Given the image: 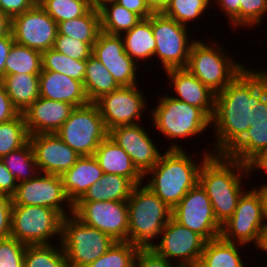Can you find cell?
Here are the masks:
<instances>
[{
    "label": "cell",
    "instance_id": "obj_10",
    "mask_svg": "<svg viewBox=\"0 0 267 267\" xmlns=\"http://www.w3.org/2000/svg\"><path fill=\"white\" fill-rule=\"evenodd\" d=\"M55 133L80 156H93L99 144L109 135L99 107L94 102L75 107Z\"/></svg>",
    "mask_w": 267,
    "mask_h": 267
},
{
    "label": "cell",
    "instance_id": "obj_7",
    "mask_svg": "<svg viewBox=\"0 0 267 267\" xmlns=\"http://www.w3.org/2000/svg\"><path fill=\"white\" fill-rule=\"evenodd\" d=\"M115 242L111 236L84 224L73 214L63 217L60 243L66 254L67 267H86Z\"/></svg>",
    "mask_w": 267,
    "mask_h": 267
},
{
    "label": "cell",
    "instance_id": "obj_48",
    "mask_svg": "<svg viewBox=\"0 0 267 267\" xmlns=\"http://www.w3.org/2000/svg\"><path fill=\"white\" fill-rule=\"evenodd\" d=\"M34 5L32 0H0V10L10 18L30 10Z\"/></svg>",
    "mask_w": 267,
    "mask_h": 267
},
{
    "label": "cell",
    "instance_id": "obj_60",
    "mask_svg": "<svg viewBox=\"0 0 267 267\" xmlns=\"http://www.w3.org/2000/svg\"><path fill=\"white\" fill-rule=\"evenodd\" d=\"M246 264H248L247 262L244 263V261L238 266V267H247Z\"/></svg>",
    "mask_w": 267,
    "mask_h": 267
},
{
    "label": "cell",
    "instance_id": "obj_29",
    "mask_svg": "<svg viewBox=\"0 0 267 267\" xmlns=\"http://www.w3.org/2000/svg\"><path fill=\"white\" fill-rule=\"evenodd\" d=\"M244 246L221 237L206 241L197 267H238L244 261L241 254Z\"/></svg>",
    "mask_w": 267,
    "mask_h": 267
},
{
    "label": "cell",
    "instance_id": "obj_53",
    "mask_svg": "<svg viewBox=\"0 0 267 267\" xmlns=\"http://www.w3.org/2000/svg\"><path fill=\"white\" fill-rule=\"evenodd\" d=\"M260 122H267V94L251 107V124Z\"/></svg>",
    "mask_w": 267,
    "mask_h": 267
},
{
    "label": "cell",
    "instance_id": "obj_26",
    "mask_svg": "<svg viewBox=\"0 0 267 267\" xmlns=\"http://www.w3.org/2000/svg\"><path fill=\"white\" fill-rule=\"evenodd\" d=\"M125 52L140 66V62L154 60L156 40L151 26V16L141 19L131 30L123 33Z\"/></svg>",
    "mask_w": 267,
    "mask_h": 267
},
{
    "label": "cell",
    "instance_id": "obj_1",
    "mask_svg": "<svg viewBox=\"0 0 267 267\" xmlns=\"http://www.w3.org/2000/svg\"><path fill=\"white\" fill-rule=\"evenodd\" d=\"M249 68L215 94L211 118L215 141L211 154L226 155L243 138L251 127V107L267 94V70Z\"/></svg>",
    "mask_w": 267,
    "mask_h": 267
},
{
    "label": "cell",
    "instance_id": "obj_41",
    "mask_svg": "<svg viewBox=\"0 0 267 267\" xmlns=\"http://www.w3.org/2000/svg\"><path fill=\"white\" fill-rule=\"evenodd\" d=\"M139 248L128 241H116L103 255L86 267H133Z\"/></svg>",
    "mask_w": 267,
    "mask_h": 267
},
{
    "label": "cell",
    "instance_id": "obj_5",
    "mask_svg": "<svg viewBox=\"0 0 267 267\" xmlns=\"http://www.w3.org/2000/svg\"><path fill=\"white\" fill-rule=\"evenodd\" d=\"M127 206L128 242L139 249H151L171 218L172 209L144 184L133 188Z\"/></svg>",
    "mask_w": 267,
    "mask_h": 267
},
{
    "label": "cell",
    "instance_id": "obj_37",
    "mask_svg": "<svg viewBox=\"0 0 267 267\" xmlns=\"http://www.w3.org/2000/svg\"><path fill=\"white\" fill-rule=\"evenodd\" d=\"M87 60H75L53 48L42 52V70L55 71L84 82Z\"/></svg>",
    "mask_w": 267,
    "mask_h": 267
},
{
    "label": "cell",
    "instance_id": "obj_22",
    "mask_svg": "<svg viewBox=\"0 0 267 267\" xmlns=\"http://www.w3.org/2000/svg\"><path fill=\"white\" fill-rule=\"evenodd\" d=\"M172 86L174 99L200 108L210 119L214 113L215 93L202 84L186 68L170 69L165 71ZM171 85V86H170Z\"/></svg>",
    "mask_w": 267,
    "mask_h": 267
},
{
    "label": "cell",
    "instance_id": "obj_46",
    "mask_svg": "<svg viewBox=\"0 0 267 267\" xmlns=\"http://www.w3.org/2000/svg\"><path fill=\"white\" fill-rule=\"evenodd\" d=\"M240 1L241 0H212V6L220 8L224 16L228 19L230 27L233 29L240 28Z\"/></svg>",
    "mask_w": 267,
    "mask_h": 267
},
{
    "label": "cell",
    "instance_id": "obj_52",
    "mask_svg": "<svg viewBox=\"0 0 267 267\" xmlns=\"http://www.w3.org/2000/svg\"><path fill=\"white\" fill-rule=\"evenodd\" d=\"M14 43L12 34L0 37V80L5 76V62Z\"/></svg>",
    "mask_w": 267,
    "mask_h": 267
},
{
    "label": "cell",
    "instance_id": "obj_39",
    "mask_svg": "<svg viewBox=\"0 0 267 267\" xmlns=\"http://www.w3.org/2000/svg\"><path fill=\"white\" fill-rule=\"evenodd\" d=\"M211 5L212 0H170L163 14L189 27L188 24L203 17L205 11L210 10Z\"/></svg>",
    "mask_w": 267,
    "mask_h": 267
},
{
    "label": "cell",
    "instance_id": "obj_58",
    "mask_svg": "<svg viewBox=\"0 0 267 267\" xmlns=\"http://www.w3.org/2000/svg\"><path fill=\"white\" fill-rule=\"evenodd\" d=\"M258 249L261 251V254L266 252L265 255H267V229L262 234V240Z\"/></svg>",
    "mask_w": 267,
    "mask_h": 267
},
{
    "label": "cell",
    "instance_id": "obj_9",
    "mask_svg": "<svg viewBox=\"0 0 267 267\" xmlns=\"http://www.w3.org/2000/svg\"><path fill=\"white\" fill-rule=\"evenodd\" d=\"M63 216L49 207L13 205L11 237L26 245H50L61 241Z\"/></svg>",
    "mask_w": 267,
    "mask_h": 267
},
{
    "label": "cell",
    "instance_id": "obj_4",
    "mask_svg": "<svg viewBox=\"0 0 267 267\" xmlns=\"http://www.w3.org/2000/svg\"><path fill=\"white\" fill-rule=\"evenodd\" d=\"M165 94L159 96L157 106L148 110L151 111V128H157L154 130L161 132L160 135L165 139H170V146L166 149H186L178 142V138L186 142L185 139L189 140L196 135L203 136L212 126L211 119L200 108Z\"/></svg>",
    "mask_w": 267,
    "mask_h": 267
},
{
    "label": "cell",
    "instance_id": "obj_40",
    "mask_svg": "<svg viewBox=\"0 0 267 267\" xmlns=\"http://www.w3.org/2000/svg\"><path fill=\"white\" fill-rule=\"evenodd\" d=\"M56 22L71 20L85 15L95 2H82L74 0H42L39 4Z\"/></svg>",
    "mask_w": 267,
    "mask_h": 267
},
{
    "label": "cell",
    "instance_id": "obj_36",
    "mask_svg": "<svg viewBox=\"0 0 267 267\" xmlns=\"http://www.w3.org/2000/svg\"><path fill=\"white\" fill-rule=\"evenodd\" d=\"M56 244L27 245L23 267H67L62 245L59 241Z\"/></svg>",
    "mask_w": 267,
    "mask_h": 267
},
{
    "label": "cell",
    "instance_id": "obj_19",
    "mask_svg": "<svg viewBox=\"0 0 267 267\" xmlns=\"http://www.w3.org/2000/svg\"><path fill=\"white\" fill-rule=\"evenodd\" d=\"M141 124L114 127L108 136L125 150L137 169L145 175L159 161L163 152L145 130V124Z\"/></svg>",
    "mask_w": 267,
    "mask_h": 267
},
{
    "label": "cell",
    "instance_id": "obj_17",
    "mask_svg": "<svg viewBox=\"0 0 267 267\" xmlns=\"http://www.w3.org/2000/svg\"><path fill=\"white\" fill-rule=\"evenodd\" d=\"M57 33V23L38 4L11 18L14 42L41 53L53 48Z\"/></svg>",
    "mask_w": 267,
    "mask_h": 267
},
{
    "label": "cell",
    "instance_id": "obj_45",
    "mask_svg": "<svg viewBox=\"0 0 267 267\" xmlns=\"http://www.w3.org/2000/svg\"><path fill=\"white\" fill-rule=\"evenodd\" d=\"M133 267H179L159 256L153 249H139L137 252Z\"/></svg>",
    "mask_w": 267,
    "mask_h": 267
},
{
    "label": "cell",
    "instance_id": "obj_2",
    "mask_svg": "<svg viewBox=\"0 0 267 267\" xmlns=\"http://www.w3.org/2000/svg\"><path fill=\"white\" fill-rule=\"evenodd\" d=\"M251 176L248 164L226 155L211 154L201 165L199 183L206 190L221 225L234 214L239 198L247 190L243 189L244 180L247 182Z\"/></svg>",
    "mask_w": 267,
    "mask_h": 267
},
{
    "label": "cell",
    "instance_id": "obj_57",
    "mask_svg": "<svg viewBox=\"0 0 267 267\" xmlns=\"http://www.w3.org/2000/svg\"><path fill=\"white\" fill-rule=\"evenodd\" d=\"M262 201H263V213H264V228L267 229V180L262 182Z\"/></svg>",
    "mask_w": 267,
    "mask_h": 267
},
{
    "label": "cell",
    "instance_id": "obj_13",
    "mask_svg": "<svg viewBox=\"0 0 267 267\" xmlns=\"http://www.w3.org/2000/svg\"><path fill=\"white\" fill-rule=\"evenodd\" d=\"M205 244L202 236L171 217L151 249L179 267H197Z\"/></svg>",
    "mask_w": 267,
    "mask_h": 267
},
{
    "label": "cell",
    "instance_id": "obj_50",
    "mask_svg": "<svg viewBox=\"0 0 267 267\" xmlns=\"http://www.w3.org/2000/svg\"><path fill=\"white\" fill-rule=\"evenodd\" d=\"M19 114V110L13 105L3 85L0 83V123L12 120Z\"/></svg>",
    "mask_w": 267,
    "mask_h": 267
},
{
    "label": "cell",
    "instance_id": "obj_14",
    "mask_svg": "<svg viewBox=\"0 0 267 267\" xmlns=\"http://www.w3.org/2000/svg\"><path fill=\"white\" fill-rule=\"evenodd\" d=\"M139 88V84L121 86L95 102L108 131L118 126L140 124L144 112L148 114V101Z\"/></svg>",
    "mask_w": 267,
    "mask_h": 267
},
{
    "label": "cell",
    "instance_id": "obj_6",
    "mask_svg": "<svg viewBox=\"0 0 267 267\" xmlns=\"http://www.w3.org/2000/svg\"><path fill=\"white\" fill-rule=\"evenodd\" d=\"M208 43L195 40L186 69L213 93L222 91L246 66L231 57L215 39ZM219 45V46H218ZM235 59V60H234Z\"/></svg>",
    "mask_w": 267,
    "mask_h": 267
},
{
    "label": "cell",
    "instance_id": "obj_33",
    "mask_svg": "<svg viewBox=\"0 0 267 267\" xmlns=\"http://www.w3.org/2000/svg\"><path fill=\"white\" fill-rule=\"evenodd\" d=\"M101 31L111 35H122L131 30L142 18L116 2H109L99 9Z\"/></svg>",
    "mask_w": 267,
    "mask_h": 267
},
{
    "label": "cell",
    "instance_id": "obj_8",
    "mask_svg": "<svg viewBox=\"0 0 267 267\" xmlns=\"http://www.w3.org/2000/svg\"><path fill=\"white\" fill-rule=\"evenodd\" d=\"M258 185L249 187L242 194L234 214L222 224L220 234L223 240L245 245V248L253 244L256 252L265 230L262 183Z\"/></svg>",
    "mask_w": 267,
    "mask_h": 267
},
{
    "label": "cell",
    "instance_id": "obj_3",
    "mask_svg": "<svg viewBox=\"0 0 267 267\" xmlns=\"http://www.w3.org/2000/svg\"><path fill=\"white\" fill-rule=\"evenodd\" d=\"M163 152L159 161L144 175V180L148 179L143 184L173 209L199 182L200 167L211 152L207 148L203 150L199 161L186 149H165Z\"/></svg>",
    "mask_w": 267,
    "mask_h": 267
},
{
    "label": "cell",
    "instance_id": "obj_51",
    "mask_svg": "<svg viewBox=\"0 0 267 267\" xmlns=\"http://www.w3.org/2000/svg\"><path fill=\"white\" fill-rule=\"evenodd\" d=\"M115 2L139 15L142 19L149 18L153 14L147 7L145 0H116Z\"/></svg>",
    "mask_w": 267,
    "mask_h": 267
},
{
    "label": "cell",
    "instance_id": "obj_20",
    "mask_svg": "<svg viewBox=\"0 0 267 267\" xmlns=\"http://www.w3.org/2000/svg\"><path fill=\"white\" fill-rule=\"evenodd\" d=\"M40 173L62 175L80 157L56 133L29 136Z\"/></svg>",
    "mask_w": 267,
    "mask_h": 267
},
{
    "label": "cell",
    "instance_id": "obj_49",
    "mask_svg": "<svg viewBox=\"0 0 267 267\" xmlns=\"http://www.w3.org/2000/svg\"><path fill=\"white\" fill-rule=\"evenodd\" d=\"M18 182L15 176L6 168L0 159V194L12 197L17 189Z\"/></svg>",
    "mask_w": 267,
    "mask_h": 267
},
{
    "label": "cell",
    "instance_id": "obj_24",
    "mask_svg": "<svg viewBox=\"0 0 267 267\" xmlns=\"http://www.w3.org/2000/svg\"><path fill=\"white\" fill-rule=\"evenodd\" d=\"M93 156L104 173L123 176L135 185L144 183V175L134 165L130 156L109 136L99 144Z\"/></svg>",
    "mask_w": 267,
    "mask_h": 267
},
{
    "label": "cell",
    "instance_id": "obj_43",
    "mask_svg": "<svg viewBox=\"0 0 267 267\" xmlns=\"http://www.w3.org/2000/svg\"><path fill=\"white\" fill-rule=\"evenodd\" d=\"M26 246L13 237L0 240V267H23Z\"/></svg>",
    "mask_w": 267,
    "mask_h": 267
},
{
    "label": "cell",
    "instance_id": "obj_42",
    "mask_svg": "<svg viewBox=\"0 0 267 267\" xmlns=\"http://www.w3.org/2000/svg\"><path fill=\"white\" fill-rule=\"evenodd\" d=\"M267 0L240 1V28L246 30L259 26L267 16ZM265 15V16H264Z\"/></svg>",
    "mask_w": 267,
    "mask_h": 267
},
{
    "label": "cell",
    "instance_id": "obj_21",
    "mask_svg": "<svg viewBox=\"0 0 267 267\" xmlns=\"http://www.w3.org/2000/svg\"><path fill=\"white\" fill-rule=\"evenodd\" d=\"M74 108L67 102L39 97L22 113L29 136L55 133L68 119Z\"/></svg>",
    "mask_w": 267,
    "mask_h": 267
},
{
    "label": "cell",
    "instance_id": "obj_12",
    "mask_svg": "<svg viewBox=\"0 0 267 267\" xmlns=\"http://www.w3.org/2000/svg\"><path fill=\"white\" fill-rule=\"evenodd\" d=\"M171 217L206 241L220 237L222 225L217 221L206 190L199 182L171 210Z\"/></svg>",
    "mask_w": 267,
    "mask_h": 267
},
{
    "label": "cell",
    "instance_id": "obj_27",
    "mask_svg": "<svg viewBox=\"0 0 267 267\" xmlns=\"http://www.w3.org/2000/svg\"><path fill=\"white\" fill-rule=\"evenodd\" d=\"M135 186L128 178L104 173L78 201H127Z\"/></svg>",
    "mask_w": 267,
    "mask_h": 267
},
{
    "label": "cell",
    "instance_id": "obj_16",
    "mask_svg": "<svg viewBox=\"0 0 267 267\" xmlns=\"http://www.w3.org/2000/svg\"><path fill=\"white\" fill-rule=\"evenodd\" d=\"M73 215L115 241H128L127 201H77L73 204Z\"/></svg>",
    "mask_w": 267,
    "mask_h": 267
},
{
    "label": "cell",
    "instance_id": "obj_15",
    "mask_svg": "<svg viewBox=\"0 0 267 267\" xmlns=\"http://www.w3.org/2000/svg\"><path fill=\"white\" fill-rule=\"evenodd\" d=\"M12 202L13 205L49 207L63 217L73 214V204L65 193L61 175L57 174L39 173L31 180L18 183Z\"/></svg>",
    "mask_w": 267,
    "mask_h": 267
},
{
    "label": "cell",
    "instance_id": "obj_18",
    "mask_svg": "<svg viewBox=\"0 0 267 267\" xmlns=\"http://www.w3.org/2000/svg\"><path fill=\"white\" fill-rule=\"evenodd\" d=\"M92 56L105 66L120 87L138 85L139 66L125 52L121 35L101 31L92 46Z\"/></svg>",
    "mask_w": 267,
    "mask_h": 267
},
{
    "label": "cell",
    "instance_id": "obj_59",
    "mask_svg": "<svg viewBox=\"0 0 267 267\" xmlns=\"http://www.w3.org/2000/svg\"><path fill=\"white\" fill-rule=\"evenodd\" d=\"M116 0H94L95 2V8L99 9L102 5L109 3V2H115Z\"/></svg>",
    "mask_w": 267,
    "mask_h": 267
},
{
    "label": "cell",
    "instance_id": "obj_28",
    "mask_svg": "<svg viewBox=\"0 0 267 267\" xmlns=\"http://www.w3.org/2000/svg\"><path fill=\"white\" fill-rule=\"evenodd\" d=\"M0 83L20 113H23V111L40 97L39 75H7L0 80Z\"/></svg>",
    "mask_w": 267,
    "mask_h": 267
},
{
    "label": "cell",
    "instance_id": "obj_23",
    "mask_svg": "<svg viewBox=\"0 0 267 267\" xmlns=\"http://www.w3.org/2000/svg\"><path fill=\"white\" fill-rule=\"evenodd\" d=\"M39 93L40 97L67 102L74 107L89 103L82 82L55 71H41Z\"/></svg>",
    "mask_w": 267,
    "mask_h": 267
},
{
    "label": "cell",
    "instance_id": "obj_30",
    "mask_svg": "<svg viewBox=\"0 0 267 267\" xmlns=\"http://www.w3.org/2000/svg\"><path fill=\"white\" fill-rule=\"evenodd\" d=\"M57 28L58 34L88 43L92 47L101 32L99 10L93 7L81 17L57 23Z\"/></svg>",
    "mask_w": 267,
    "mask_h": 267
},
{
    "label": "cell",
    "instance_id": "obj_38",
    "mask_svg": "<svg viewBox=\"0 0 267 267\" xmlns=\"http://www.w3.org/2000/svg\"><path fill=\"white\" fill-rule=\"evenodd\" d=\"M28 141L29 134L22 113L12 120L0 123V159L20 149Z\"/></svg>",
    "mask_w": 267,
    "mask_h": 267
},
{
    "label": "cell",
    "instance_id": "obj_61",
    "mask_svg": "<svg viewBox=\"0 0 267 267\" xmlns=\"http://www.w3.org/2000/svg\"><path fill=\"white\" fill-rule=\"evenodd\" d=\"M74 1H82V2H94V0H74Z\"/></svg>",
    "mask_w": 267,
    "mask_h": 267
},
{
    "label": "cell",
    "instance_id": "obj_35",
    "mask_svg": "<svg viewBox=\"0 0 267 267\" xmlns=\"http://www.w3.org/2000/svg\"><path fill=\"white\" fill-rule=\"evenodd\" d=\"M2 160L6 168L15 176L18 183L31 180L40 173L32 145L29 141L20 149L4 156Z\"/></svg>",
    "mask_w": 267,
    "mask_h": 267
},
{
    "label": "cell",
    "instance_id": "obj_56",
    "mask_svg": "<svg viewBox=\"0 0 267 267\" xmlns=\"http://www.w3.org/2000/svg\"><path fill=\"white\" fill-rule=\"evenodd\" d=\"M11 33V18L0 10V37Z\"/></svg>",
    "mask_w": 267,
    "mask_h": 267
},
{
    "label": "cell",
    "instance_id": "obj_11",
    "mask_svg": "<svg viewBox=\"0 0 267 267\" xmlns=\"http://www.w3.org/2000/svg\"><path fill=\"white\" fill-rule=\"evenodd\" d=\"M151 26L156 40V57L164 71L185 68L192 44L197 39H190V28L181 25L163 13L151 15ZM189 37V38H188ZM191 40V41H189Z\"/></svg>",
    "mask_w": 267,
    "mask_h": 267
},
{
    "label": "cell",
    "instance_id": "obj_34",
    "mask_svg": "<svg viewBox=\"0 0 267 267\" xmlns=\"http://www.w3.org/2000/svg\"><path fill=\"white\" fill-rule=\"evenodd\" d=\"M42 71V53L14 42L5 62V76L13 74L39 75Z\"/></svg>",
    "mask_w": 267,
    "mask_h": 267
},
{
    "label": "cell",
    "instance_id": "obj_31",
    "mask_svg": "<svg viewBox=\"0 0 267 267\" xmlns=\"http://www.w3.org/2000/svg\"><path fill=\"white\" fill-rule=\"evenodd\" d=\"M83 86L89 102L94 103L120 87L105 66L92 55L87 59Z\"/></svg>",
    "mask_w": 267,
    "mask_h": 267
},
{
    "label": "cell",
    "instance_id": "obj_47",
    "mask_svg": "<svg viewBox=\"0 0 267 267\" xmlns=\"http://www.w3.org/2000/svg\"><path fill=\"white\" fill-rule=\"evenodd\" d=\"M12 197L0 194V240L11 237Z\"/></svg>",
    "mask_w": 267,
    "mask_h": 267
},
{
    "label": "cell",
    "instance_id": "obj_55",
    "mask_svg": "<svg viewBox=\"0 0 267 267\" xmlns=\"http://www.w3.org/2000/svg\"><path fill=\"white\" fill-rule=\"evenodd\" d=\"M145 2L152 13H163L170 0H145Z\"/></svg>",
    "mask_w": 267,
    "mask_h": 267
},
{
    "label": "cell",
    "instance_id": "obj_54",
    "mask_svg": "<svg viewBox=\"0 0 267 267\" xmlns=\"http://www.w3.org/2000/svg\"><path fill=\"white\" fill-rule=\"evenodd\" d=\"M250 174H255L254 171L261 170L260 173H267V146L259 153V155L248 165Z\"/></svg>",
    "mask_w": 267,
    "mask_h": 267
},
{
    "label": "cell",
    "instance_id": "obj_62",
    "mask_svg": "<svg viewBox=\"0 0 267 267\" xmlns=\"http://www.w3.org/2000/svg\"><path fill=\"white\" fill-rule=\"evenodd\" d=\"M34 4H39L42 0H32Z\"/></svg>",
    "mask_w": 267,
    "mask_h": 267
},
{
    "label": "cell",
    "instance_id": "obj_25",
    "mask_svg": "<svg viewBox=\"0 0 267 267\" xmlns=\"http://www.w3.org/2000/svg\"><path fill=\"white\" fill-rule=\"evenodd\" d=\"M103 175L104 172L94 156H80L76 163L61 175L65 193L72 204Z\"/></svg>",
    "mask_w": 267,
    "mask_h": 267
},
{
    "label": "cell",
    "instance_id": "obj_44",
    "mask_svg": "<svg viewBox=\"0 0 267 267\" xmlns=\"http://www.w3.org/2000/svg\"><path fill=\"white\" fill-rule=\"evenodd\" d=\"M53 49L75 60H87L92 55V47L88 43L58 33Z\"/></svg>",
    "mask_w": 267,
    "mask_h": 267
},
{
    "label": "cell",
    "instance_id": "obj_32",
    "mask_svg": "<svg viewBox=\"0 0 267 267\" xmlns=\"http://www.w3.org/2000/svg\"><path fill=\"white\" fill-rule=\"evenodd\" d=\"M266 146L267 122L253 123L226 156L249 165Z\"/></svg>",
    "mask_w": 267,
    "mask_h": 267
}]
</instances>
